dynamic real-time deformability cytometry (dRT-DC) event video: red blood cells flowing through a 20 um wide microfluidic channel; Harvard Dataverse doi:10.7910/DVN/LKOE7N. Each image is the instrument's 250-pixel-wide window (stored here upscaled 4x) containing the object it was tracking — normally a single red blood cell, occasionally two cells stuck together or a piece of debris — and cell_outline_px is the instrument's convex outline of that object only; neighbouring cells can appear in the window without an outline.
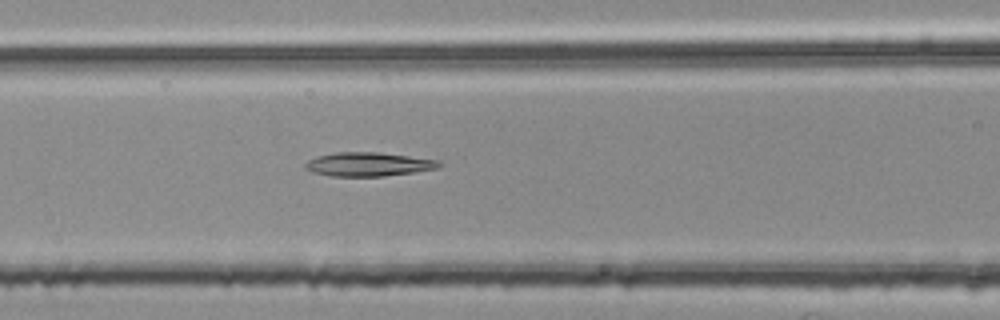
{"species": "common noctule bat (a hibernating species)", "species_latin": "Nyctalus noctula", "temperature_condition": "room temperature", "stored_images_in_passage": 43, "camera_frame_rate_fps": 3000, "um_per_image_px": 0.085, "animal": {"sex": "female", "body_mass_g": 25.1}, "frame": {"image": 1, "passage_image": 12, "time_ms": 3.667, "image_size_px": [1000, 320], "cell_outline_px": [[440, 164], [436, 168], [416, 172], [384, 176], [328, 176], [312, 172], [304, 164], [308, 160], [316, 156], [336, 152], [376, 152], [440, 160]], "centroid_in_image_um": [31.29, 13.96], "position_along_channel_um": 135.3, "area_um2": 18.5}}
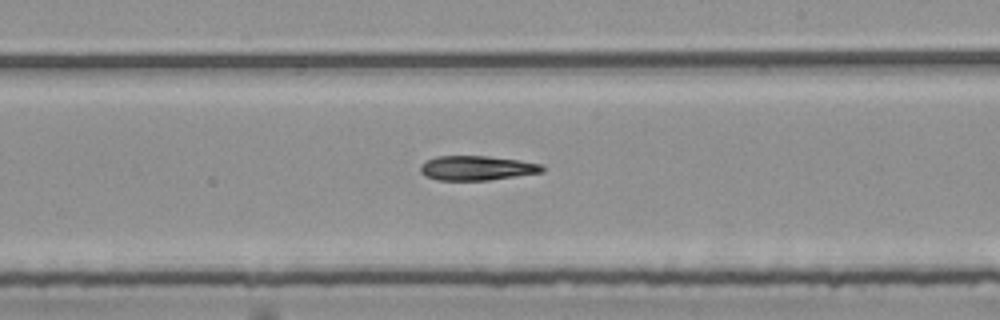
{"frame": {"image": 2, "passage_image": 21, "time_ms": 6.667, "image_size_px": [1000, 320], "cell_outline_px": [[544, 172], [488, 180], [436, 180], [424, 176], [420, 172], [420, 164], [436, 156], [488, 156], [520, 160], [544, 164]], "centroid_in_image_um": [40.53, 14.28], "position_along_channel_um": 248.5, "area_um2": 17.57}}
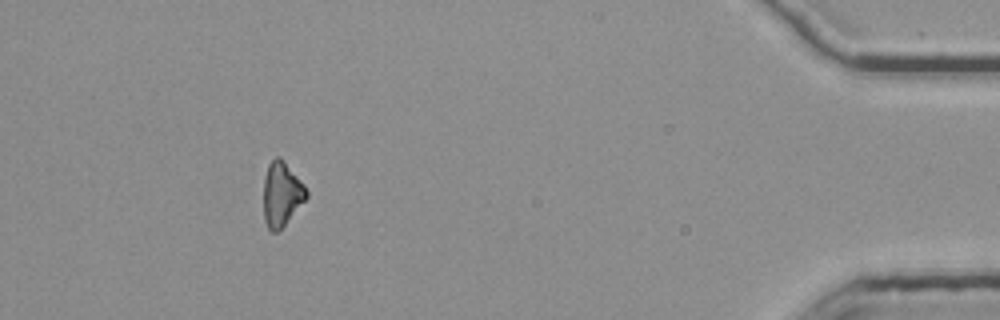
{"frame": {"image": 3, "passage_image": 39, "time_ms": 12.667, "image_size_px": [1000, 320], "cell_outline_px": [[308, 196], [284, 224], [276, 232], [272, 232], [268, 228], [264, 220], [264, 176], [268, 164], [276, 156], [280, 156], [284, 160], [304, 184], [308, 192]], "centroid_in_image_um": [23.92, 16.45], "position_along_channel_um": 411.3, "area_um2": 15.9}}